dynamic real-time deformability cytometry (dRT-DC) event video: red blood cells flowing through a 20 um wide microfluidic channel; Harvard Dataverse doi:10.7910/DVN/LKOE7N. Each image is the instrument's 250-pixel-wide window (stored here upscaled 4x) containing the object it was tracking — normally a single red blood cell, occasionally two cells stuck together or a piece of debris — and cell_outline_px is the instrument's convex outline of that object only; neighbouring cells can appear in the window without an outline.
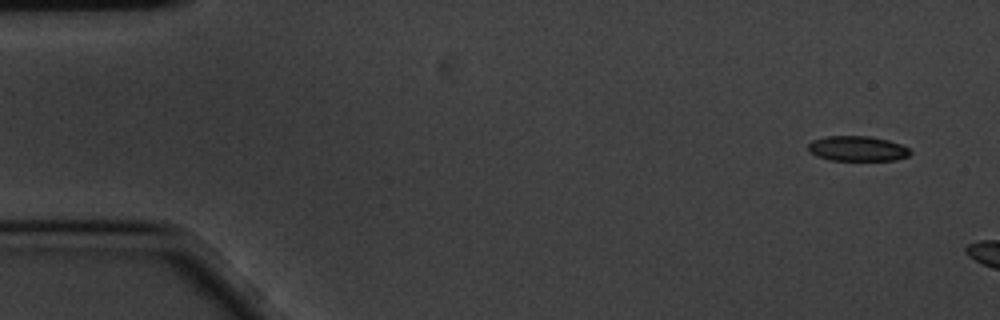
{"species": "common noctule bat (a hibernating species)", "species_latin": "Nyctalus noctula", "temperature_condition": "cold", "stored_images_in_passage": 3, "camera_frame_rate_fps": 3000, "um_per_image_px": 0.085, "animal": {"sex": "male", "body_mass_g": 20.1, "forearm_length_mm": 53.5}, "frame": {"image": 1, "passage_image": 1, "time_ms": 0.0, "image_size_px": [1000, 320], "cell_outline_px": [[912, 152], [908, 156], [896, 160], [828, 160], [816, 156], [808, 152], [808, 144], [812, 140], [828, 136], [868, 136], [888, 140], [900, 144], [908, 148]], "centroid_in_image_um": [72.85, 12.63], "position_along_channel_um": 12.2, "area_um2": 14.97}}